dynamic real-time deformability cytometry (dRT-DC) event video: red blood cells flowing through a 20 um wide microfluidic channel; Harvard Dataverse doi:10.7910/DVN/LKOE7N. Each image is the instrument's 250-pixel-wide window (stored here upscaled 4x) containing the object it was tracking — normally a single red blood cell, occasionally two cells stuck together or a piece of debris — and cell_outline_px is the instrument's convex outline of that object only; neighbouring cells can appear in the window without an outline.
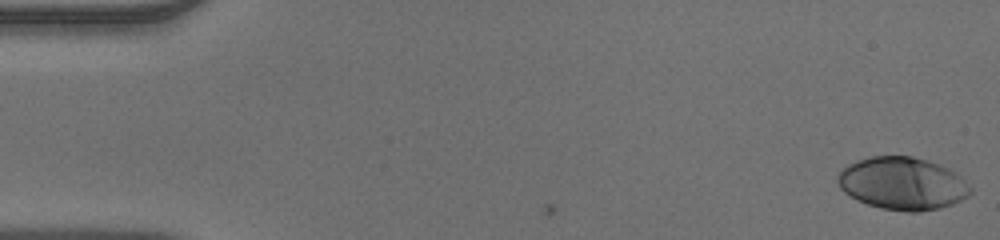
{"species": "human", "species_latin": "Homo sapiens", "temperature_condition": "warm", "stored_images_in_passage": 50, "camera_frame_rate_fps": 3000, "um_per_image_px": 0.085, "donor": {"sex": "male"}, "frame": {"image": 1, "passage_image": 1, "time_ms": 0.0, "image_size_px": [1000, 240], "cell_outline_px": [[972, 192], [968, 196], [952, 204], [940, 208], [920, 212], [908, 212], [880, 208], [868, 204], [844, 192], [840, 188], [836, 180], [836, 176], [848, 164], [856, 160], [868, 156], [912, 156], [928, 160], [948, 168], [960, 176], [972, 188]], "centroid_in_image_um": [76.71, 15.59], "position_along_channel_um": 8.3, "area_um2": 40.75}}
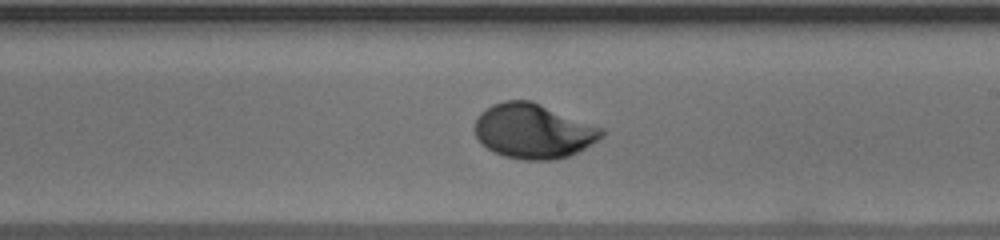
{"frame": {"image": 2, "passage_image": 29, "time_ms": 9.333, "image_size_px": [1000, 240], "cell_outline_px": [[604, 136], [584, 148], [568, 156], [552, 160], [524, 160], [504, 156], [492, 152], [476, 136], [476, 120], [480, 112], [492, 104], [504, 100], [532, 100], [604, 128]], "centroid_in_image_um": [45.35, 11.13], "position_along_channel_um": 243.7, "area_um2": 40.46}}
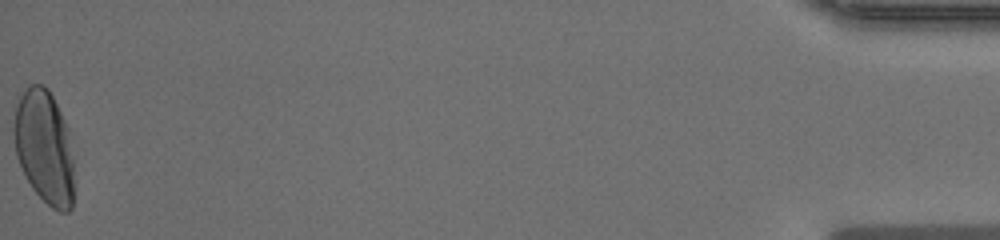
{"frame": {"image": 3, "passage_image": 50, "time_ms": 16.333, "image_size_px": [1000, 240], "cell_outline_px": [[72, 208], [68, 212], [60, 212], [52, 208], [32, 188], [16, 156], [12, 132], [12, 128], [16, 92], [32, 84], [40, 84], [48, 88], [68, 128], [72, 160]], "centroid_in_image_um": [3.7, 12.41], "position_along_channel_um": 431.5, "area_um2": 40.17}}